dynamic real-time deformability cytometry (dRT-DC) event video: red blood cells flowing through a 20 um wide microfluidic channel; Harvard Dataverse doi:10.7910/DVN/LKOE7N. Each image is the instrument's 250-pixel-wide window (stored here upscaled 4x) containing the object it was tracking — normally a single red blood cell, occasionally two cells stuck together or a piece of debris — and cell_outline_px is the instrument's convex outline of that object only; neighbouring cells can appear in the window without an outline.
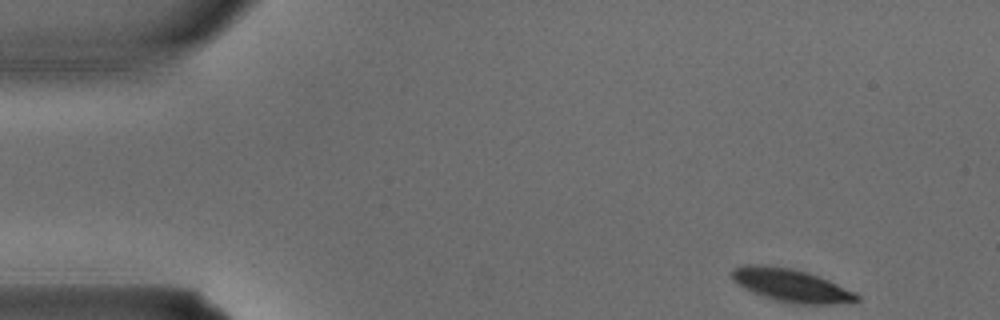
{"species": "common noctule bat (a hibernating species)", "species_latin": "Nyctalus noctula", "temperature_condition": "warm", "stored_images_in_passage": 3, "camera_frame_rate_fps": 3000, "um_per_image_px": 0.085, "animal": {"sex": "male", "body_mass_g": 15.6}, "frame": {"image": 1, "passage_image": 1, "time_ms": 0.0, "image_size_px": [1000, 320], "cell_outline_px": [[860, 300], [832, 304], [804, 304], [776, 300], [764, 296], [740, 284], [732, 276], [732, 268], [744, 264], [764, 264], [792, 268], [808, 272], [820, 276], [856, 292], [860, 296]], "centroid_in_image_um": [67.31, 24.23], "position_along_channel_um": 17.7, "area_um2": 23.64}}
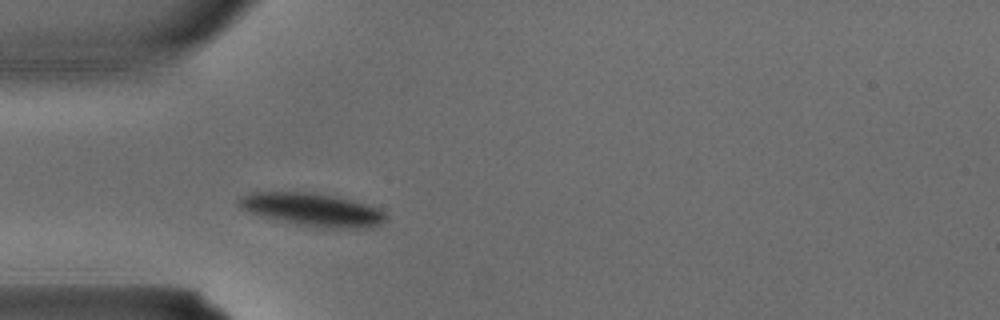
{"frame": {"image": 2, "passage_image": 3, "time_ms": 0.667, "image_size_px": [1000, 320], "cell_outline_px": [[388, 216], [380, 224], [372, 228], [324, 228], [296, 224], [252, 212], [240, 208], [236, 200], [240, 196], [252, 192], [312, 192], [340, 196], [380, 208]], "centroid_in_image_um": [26.62, 17.8], "position_along_channel_um": 58.4, "area_um2": 28.32}}